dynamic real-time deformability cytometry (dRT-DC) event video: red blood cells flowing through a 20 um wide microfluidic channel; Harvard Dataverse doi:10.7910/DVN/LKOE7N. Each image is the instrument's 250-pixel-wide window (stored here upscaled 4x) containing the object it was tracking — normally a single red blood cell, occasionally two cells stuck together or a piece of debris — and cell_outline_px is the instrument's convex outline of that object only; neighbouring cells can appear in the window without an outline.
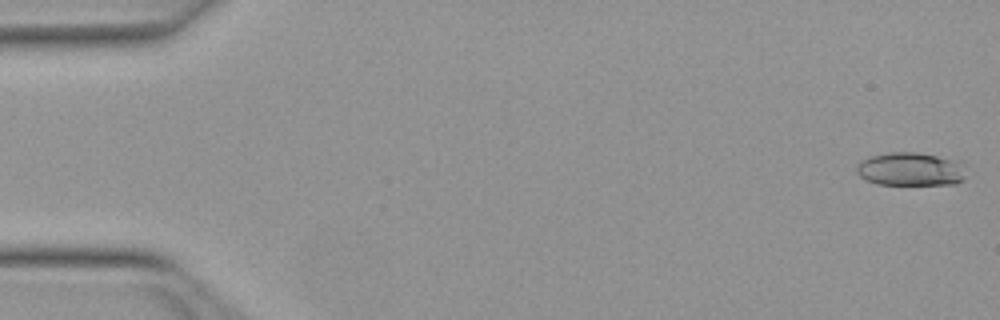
{"species": "Egyptian fruit bat (a non-hibernating species)", "species_latin": "Rousettus aegyptiacus", "temperature_condition": "warm", "stored_images_in_passage": 51, "camera_frame_rate_fps": 3000, "um_per_image_px": 0.085, "animal": {"sex": "female"}, "frame": {"image": 1, "passage_image": 1, "time_ms": 0.0, "image_size_px": [1000, 320], "cell_outline_px": [[964, 180], [956, 184], [876, 184], [864, 180], [856, 172], [856, 168], [860, 160], [868, 156], [892, 152], [916, 152], [960, 160], [964, 176]], "centroid_in_image_um": [77.36, 14.37], "position_along_channel_um": 7.6, "area_um2": 21.44}}
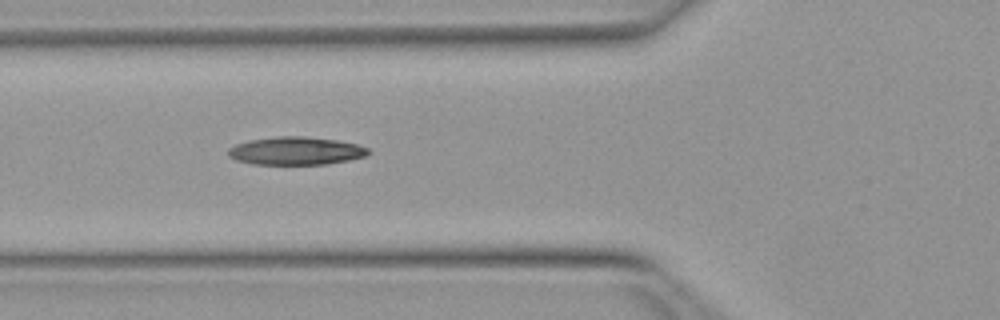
{"frame": {"image": 2, "passage_image": 19, "time_ms": 6.0, "image_size_px": [1000, 320], "cell_outline_px": [[372, 152], [368, 156], [328, 164], [252, 164], [236, 160], [228, 156], [228, 148], [236, 144], [248, 140], [276, 136], [304, 136], [336, 140], [356, 144], [368, 148]], "centroid_in_image_um": [25.15, 12.82], "position_along_channel_um": 100.6, "area_um2": 23.0}}
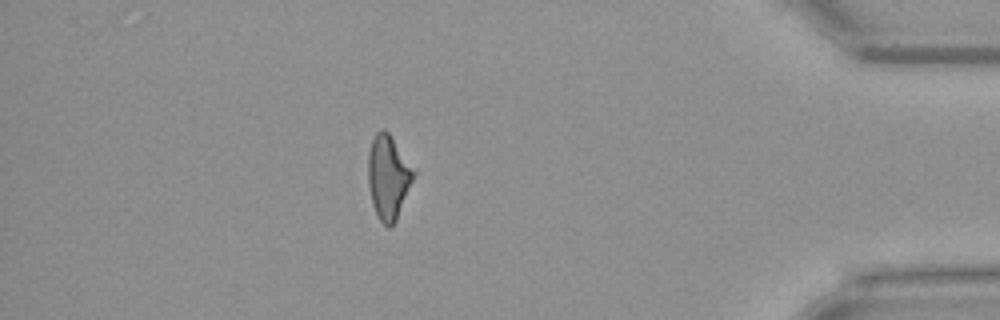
{"frame": {"image": 3, "passage_image": 45, "time_ms": 14.667, "image_size_px": [1000, 320], "cell_outline_px": [[416, 172], [396, 220], [388, 228], [376, 216], [372, 204], [368, 184], [368, 152], [372, 140], [376, 132], [380, 128], [384, 128], [388, 132]], "centroid_in_image_um": [32.98, 15.04], "position_along_channel_um": 402.2, "area_um2": 22.08}, "authors_computed_cell_mechanics": {"area_um2": 22.1374, "velocity_mm_per_s": 3.9918, "shape_relaxation_time_tau1_ms": 10.7385, "shape_relaxation_time_tau2_ms": 6.2336, "deformation_change_tau1": 0.2531, "deformation_change_tau2": 0.1743}}